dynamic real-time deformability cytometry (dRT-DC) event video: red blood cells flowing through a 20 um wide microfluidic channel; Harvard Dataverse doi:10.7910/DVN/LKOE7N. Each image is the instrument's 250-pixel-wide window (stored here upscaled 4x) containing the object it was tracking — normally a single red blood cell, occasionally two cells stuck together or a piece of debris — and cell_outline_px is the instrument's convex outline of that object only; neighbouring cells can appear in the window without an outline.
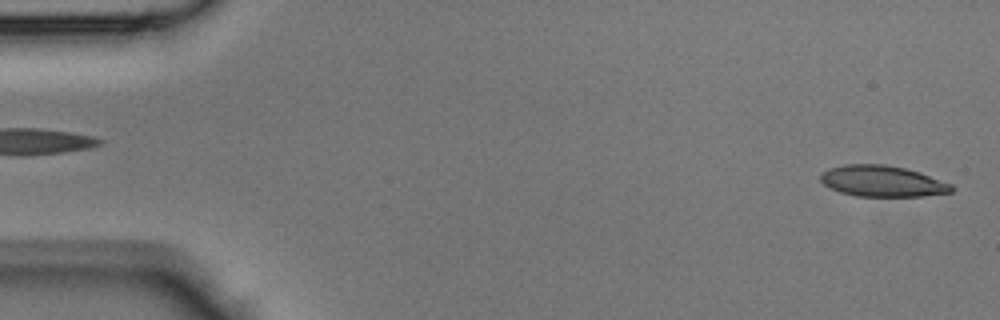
{"species": "Egyptian fruit bat (a non-hibernating species)", "species_latin": "Rousettus aegyptiacus", "temperature_condition": "room temperature", "stored_images_in_passage": 44, "camera_frame_rate_fps": 3000, "um_per_image_px": 0.085, "animal": {"sex": "male"}, "frame": {"image": 1, "passage_image": 1, "time_ms": 0.0, "image_size_px": [1000, 320], "cell_outline_px": [[956, 188], [952, 192], [924, 196], [856, 196], [840, 192], [824, 184], [820, 180], [820, 172], [828, 168], [844, 164], [884, 164], [904, 168], [920, 172], [952, 184]], "centroid_in_image_um": [75.0, 15.39], "position_along_channel_um": 10.0, "area_um2": 23.87}}
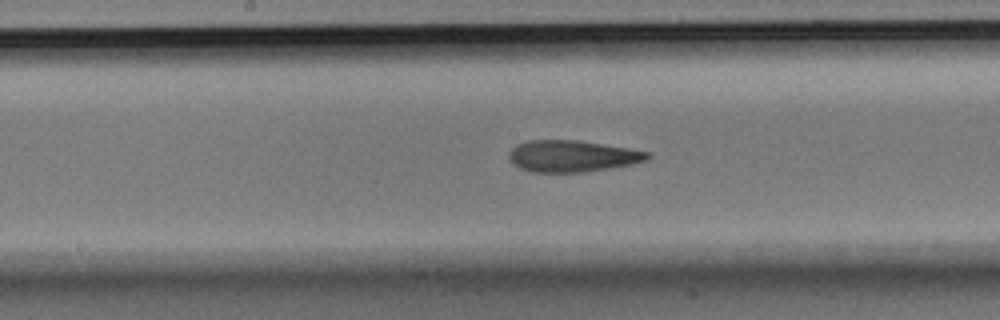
{"frame": {"image": 2, "passage_image": 22, "time_ms": 7.0, "image_size_px": [1000, 320], "cell_outline_px": [[652, 156], [648, 160], [632, 164], [584, 172], [532, 172], [520, 168], [512, 164], [508, 156], [512, 148], [528, 140], [580, 140], [628, 148], [648, 152]], "centroid_in_image_um": [48.64, 13.27], "position_along_channel_um": 199.6, "area_um2": 25.43}}
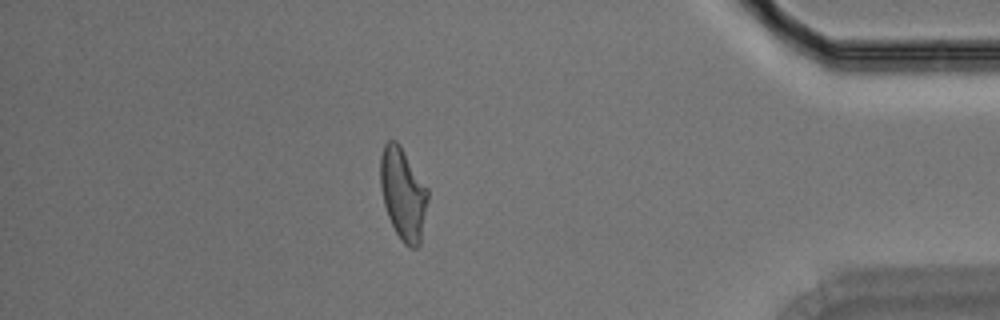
{"frame": {"image": 3, "passage_image": 38, "time_ms": 12.333, "image_size_px": [1000, 320], "cell_outline_px": [[428, 200], [420, 244], [416, 248], [412, 248], [404, 244], [400, 240], [388, 216], [384, 204], [380, 188], [380, 156], [384, 144], [388, 140], [396, 140], [400, 144], [428, 188]], "centroid_in_image_um": [34.26, 16.46], "position_along_channel_um": 400.9, "area_um2": 25.61}}